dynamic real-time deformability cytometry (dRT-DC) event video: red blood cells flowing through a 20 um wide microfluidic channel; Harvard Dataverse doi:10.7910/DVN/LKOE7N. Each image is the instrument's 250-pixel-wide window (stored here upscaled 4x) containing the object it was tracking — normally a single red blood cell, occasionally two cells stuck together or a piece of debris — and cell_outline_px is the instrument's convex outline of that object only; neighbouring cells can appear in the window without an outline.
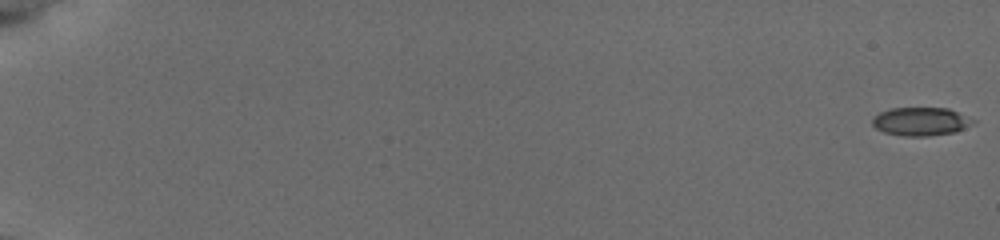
{"species": "common noctule bat (a hibernating species)", "species_latin": "Nyctalus noctula", "temperature_condition": "cold", "stored_images_in_passage": 57, "camera_frame_rate_fps": 3000, "um_per_image_px": 0.085, "animal": {"sex": "female", "body_mass_g": 19.5, "forearm_length_mm": 54.1}, "frame": {"image": 1, "passage_image": 1, "time_ms": 0.0, "image_size_px": [1000, 240], "cell_outline_px": [[976, 120], [972, 124], [956, 132], [928, 136], [904, 136], [884, 132], [876, 128], [872, 124], [872, 116], [880, 112], [892, 108], [948, 108]], "centroid_in_image_um": [78.25, 10.33], "position_along_channel_um": 6.7, "area_um2": 16.65}}
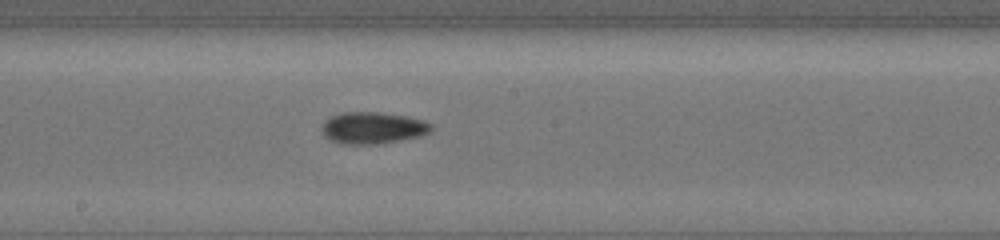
{"frame": {"image": 2, "passage_image": 34, "time_ms": 11.0, "image_size_px": [1000, 240], "cell_outline_px": [[432, 132], [420, 136], [380, 144], [344, 144], [332, 140], [324, 136], [320, 128], [332, 116], [340, 112], [380, 112], [408, 116], [424, 120], [432, 124]], "centroid_in_image_um": [31.73, 10.87], "position_along_channel_um": 216.5, "area_um2": 20.35}}
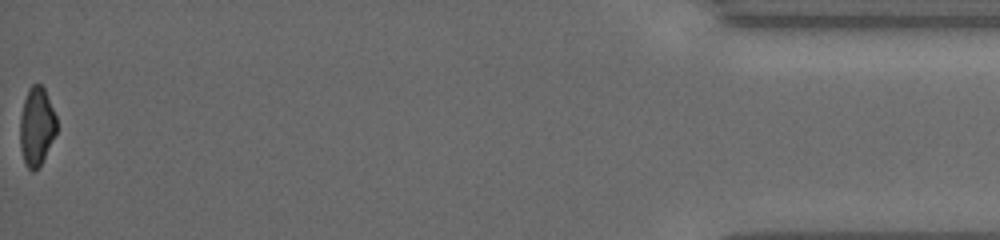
{"frame": {"image": 3, "passage_image": 57, "time_ms": 18.667, "image_size_px": [1000, 240], "cell_outline_px": [[56, 132], [40, 164], [32, 172], [28, 168], [24, 160], [20, 148], [20, 116], [24, 100], [28, 88], [32, 84], [40, 84], [44, 88], [56, 116]], "centroid_in_image_um": [3.09, 10.71], "position_along_channel_um": 432.1, "area_um2": 16.42}, "authors_computed_cell_mechanics": {"area_um2": 17.8602, "velocity_mm_per_s": 3.8454, "shape_relaxation_time_tau1_ms": 2.7018, "shape_relaxation_time_tau2_ms": 5.3028, "deformation_change_tau1": 0.1158, "deformation_change_tau2": 0.1117}}